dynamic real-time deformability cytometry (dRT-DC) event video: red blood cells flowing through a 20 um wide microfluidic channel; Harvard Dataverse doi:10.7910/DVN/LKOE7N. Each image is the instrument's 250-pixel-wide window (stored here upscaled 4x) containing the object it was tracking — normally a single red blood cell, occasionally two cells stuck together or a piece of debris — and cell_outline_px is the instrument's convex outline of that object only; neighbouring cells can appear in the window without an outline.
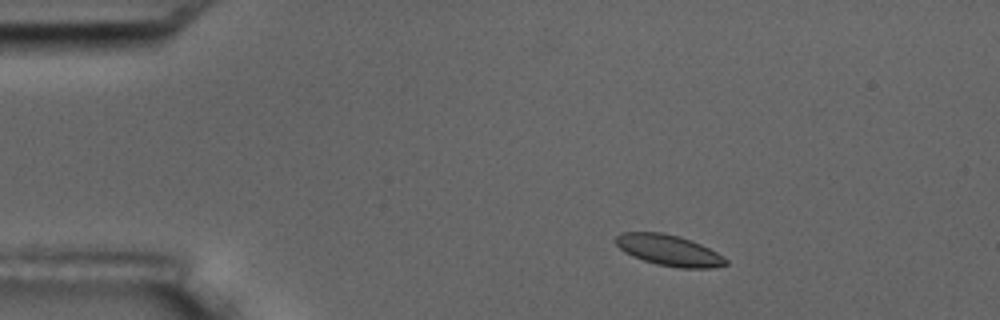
{"species": "common noctule bat (a hibernating species)", "species_latin": "Nyctalus noctula", "temperature_condition": "room temperature", "stored_images_in_passage": 3, "camera_frame_rate_fps": 3000, "um_per_image_px": 0.085, "animal": {"sex": "male", "body_mass_g": 17.5, "forearm_length_mm": 52.3}, "frame": {"image": 1, "passage_image": 1, "time_ms": 0.0, "image_size_px": [1000, 320], "cell_outline_px": [[728, 264], [712, 268], [680, 268], [656, 264], [632, 256], [624, 252], [612, 240], [620, 232], [660, 232], [680, 236], [700, 244], [716, 252], [728, 260]], "centroid_in_image_um": [56.82, 21.27], "position_along_channel_um": 28.2, "area_um2": 19.88}}